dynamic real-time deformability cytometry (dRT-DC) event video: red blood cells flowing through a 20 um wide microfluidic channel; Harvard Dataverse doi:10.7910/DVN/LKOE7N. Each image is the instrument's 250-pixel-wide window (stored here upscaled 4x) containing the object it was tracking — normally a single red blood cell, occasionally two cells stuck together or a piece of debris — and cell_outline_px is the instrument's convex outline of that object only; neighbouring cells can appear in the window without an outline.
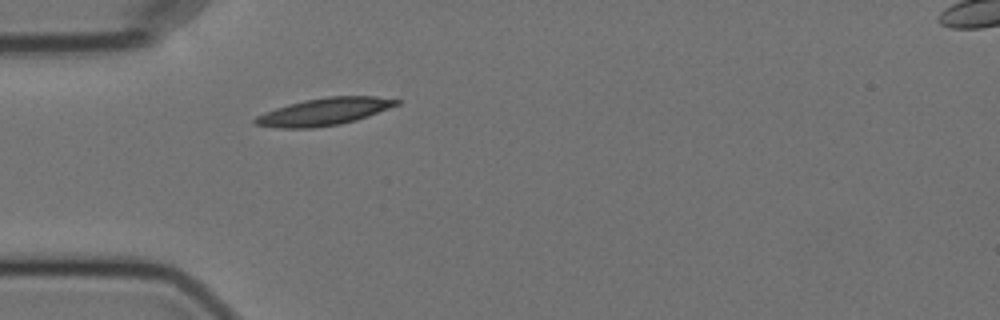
{"species": "Egyptian fruit bat (a non-hibernating species)", "species_latin": "Rousettus aegyptiacus", "temperature_condition": "cold", "stored_images_in_passage": 37, "camera_frame_rate_fps": 3000, "um_per_image_px": 0.085, "animal": {"sex": "female"}, "frame": {"image": 1, "passage_image": 1, "time_ms": 0.0, "image_size_px": [1000, 320], "cell_outline_px": [[400, 104], [368, 116], [356, 120], [340, 124], [312, 128], [276, 128], [256, 124], [252, 120], [256, 116], [264, 112], [288, 104], [304, 100], [328, 96], [376, 96], [400, 100]], "centroid_in_image_um": [27.55, 9.49], "position_along_channel_um": 57.5, "area_um2": 22.48}}
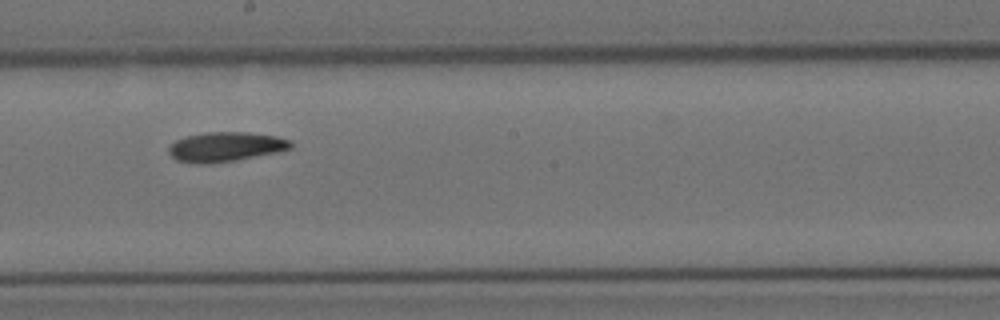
{"frame": {"image": 2, "passage_image": 16, "time_ms": 5.0, "image_size_px": [1000, 320], "cell_outline_px": [[292, 148], [276, 152], [236, 160], [212, 164], [196, 164], [176, 160], [168, 152], [168, 148], [176, 140], [184, 136], [204, 132], [248, 132], [276, 136], [292, 140]], "centroid_in_image_um": [19.16, 12.48], "position_along_channel_um": 229.0, "area_um2": 21.21}}
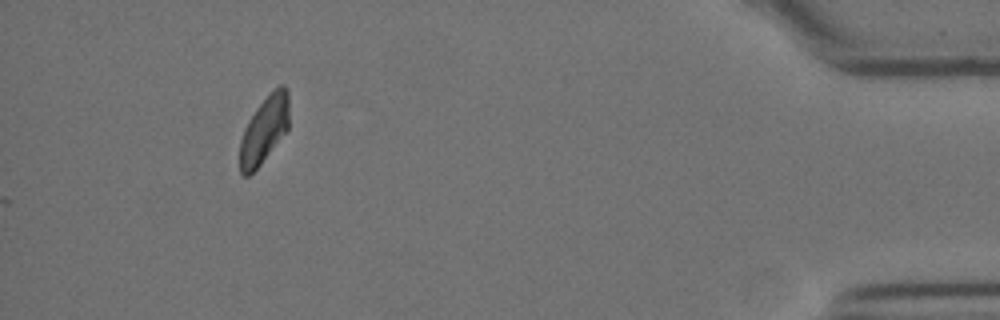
{"frame": {"image": 3, "passage_image": 37, "time_ms": 12.0, "image_size_px": [1000, 320], "cell_outline_px": [[288, 128], [260, 164], [248, 176], [244, 176], [240, 172], [240, 140], [244, 128], [248, 120], [256, 108], [280, 84], [284, 84], [288, 92]], "centroid_in_image_um": [22.44, 11.03], "position_along_channel_um": 412.8, "area_um2": 18.73}, "authors_computed_cell_mechanics": {"area_um2": 20.519, "velocity_mm_per_s": 3.5211, "shape_relaxation_time_tau1_ms": 4.096, "shape_relaxation_time_tau2_ms": null, "deformation_change_tau1": 0.1327, "deformation_change_tau2": null}}